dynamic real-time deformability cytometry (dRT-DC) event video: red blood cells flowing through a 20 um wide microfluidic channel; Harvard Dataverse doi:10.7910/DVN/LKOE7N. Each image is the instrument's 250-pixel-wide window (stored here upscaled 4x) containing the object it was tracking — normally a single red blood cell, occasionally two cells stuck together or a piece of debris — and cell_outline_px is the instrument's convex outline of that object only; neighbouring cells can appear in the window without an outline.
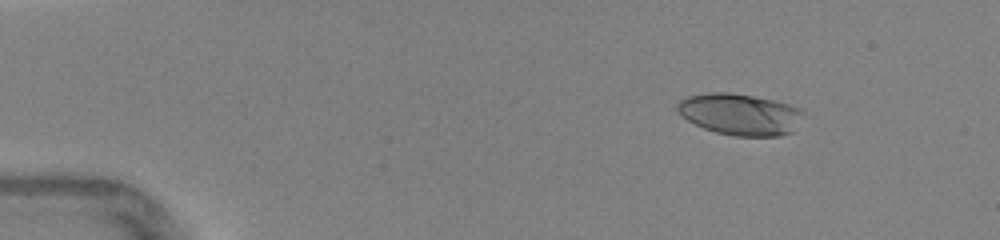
{"species": "human", "species_latin": "Homo sapiens", "temperature_condition": "warm", "stored_images_in_passage": 46, "camera_frame_rate_fps": 3000, "um_per_image_px": 0.085, "donor": {"sex": "female"}, "frame": {"image": 1, "passage_image": 7, "time_ms": 2.0, "image_size_px": [1000, 240], "cell_outline_px": [[808, 116], [792, 132], [780, 136], [732, 136], [716, 132], [704, 128], [688, 120], [676, 108], [676, 104], [680, 100], [688, 96], [708, 92], [732, 92], [772, 100], [788, 104], [800, 108]], "centroid_in_image_um": [62.97, 9.72], "position_along_channel_um": 22.0, "area_um2": 30.75}}
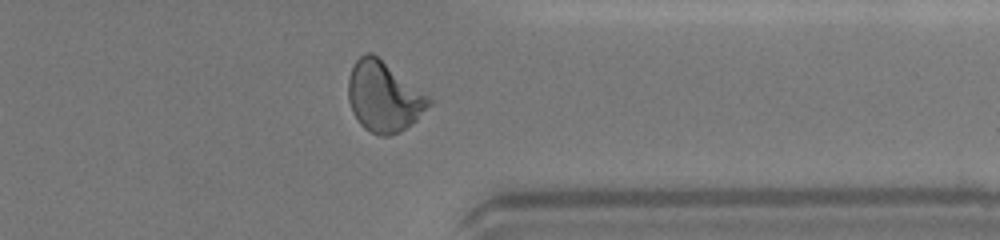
{"frame": {"image": 2, "passage_image": 38, "time_ms": 12.333, "image_size_px": [1000, 240], "cell_outline_px": [[436, 100], [416, 120], [400, 132], [392, 136], [380, 136], [364, 128], [360, 124], [352, 112], [348, 100], [348, 80], [352, 68], [356, 60], [364, 52], [372, 52]], "centroid_in_image_um": [32.65, 8.22], "position_along_channel_um": 378.8, "area_um2": 33.41}}
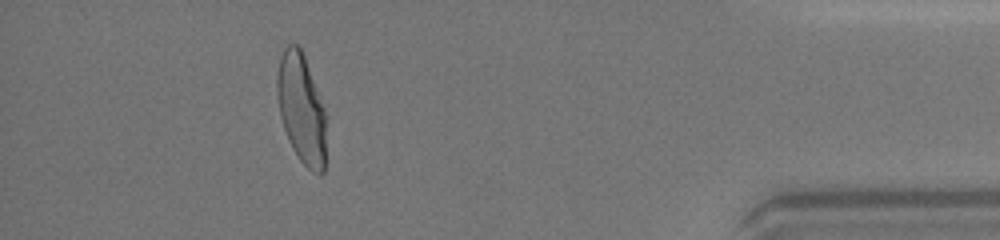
{"frame": {"image": 3, "passage_image": 43, "time_ms": 14.0, "image_size_px": [1000, 240], "cell_outline_px": [[328, 116], [324, 172], [320, 176], [312, 172], [300, 160], [292, 148], [288, 140], [280, 116], [276, 96], [276, 76], [280, 56], [284, 48], [288, 44], [296, 44], [300, 48], [304, 56]], "centroid_in_image_um": [25.64, 9.28], "position_along_channel_um": 409.6, "area_um2": 32.14}}